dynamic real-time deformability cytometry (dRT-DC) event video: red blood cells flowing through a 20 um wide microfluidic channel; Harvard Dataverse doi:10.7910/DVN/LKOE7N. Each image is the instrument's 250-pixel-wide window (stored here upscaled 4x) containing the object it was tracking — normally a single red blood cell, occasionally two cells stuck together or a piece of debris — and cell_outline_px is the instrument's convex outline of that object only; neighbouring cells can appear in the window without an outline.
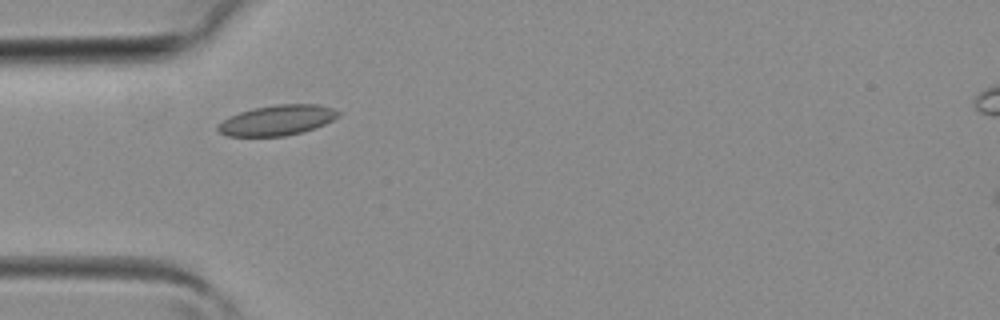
{"species": "common noctule bat (a hibernating species)", "species_latin": "Nyctalus noctula", "temperature_condition": "room temperature", "stored_images_in_passage": 3, "camera_frame_rate_fps": 3000, "um_per_image_px": 0.085, "animal": {"sex": "female", "body_mass_g": 19.3, "forearm_length_mm": 54.1}, "frame": {"image": 1, "passage_image": 2, "time_ms": 0.333, "image_size_px": [1000, 320], "cell_outline_px": [[344, 112], [340, 116], [316, 128], [284, 136], [228, 136], [220, 132], [216, 128], [216, 124], [228, 116], [252, 108], [276, 104], [320, 104]], "centroid_in_image_um": [23.57, 10.2], "position_along_channel_um": 61.4, "area_um2": 21.5}}
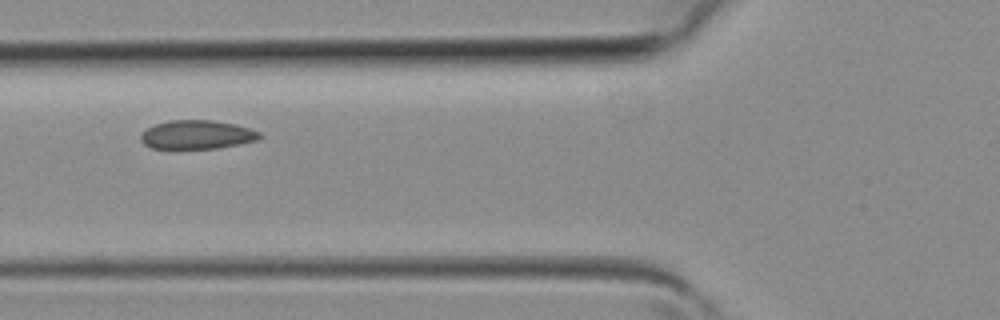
{"frame": {"image": 2, "passage_image": 3, "time_ms": 0.667, "image_size_px": [1000, 320], "cell_outline_px": [[264, 136], [256, 140], [240, 144], [216, 148], [152, 148], [144, 144], [140, 140], [140, 132], [156, 124], [168, 120], [212, 120], [236, 124], [260, 132]], "centroid_in_image_um": [16.74, 11.44], "position_along_channel_um": 109.1, "area_um2": 19.94}}